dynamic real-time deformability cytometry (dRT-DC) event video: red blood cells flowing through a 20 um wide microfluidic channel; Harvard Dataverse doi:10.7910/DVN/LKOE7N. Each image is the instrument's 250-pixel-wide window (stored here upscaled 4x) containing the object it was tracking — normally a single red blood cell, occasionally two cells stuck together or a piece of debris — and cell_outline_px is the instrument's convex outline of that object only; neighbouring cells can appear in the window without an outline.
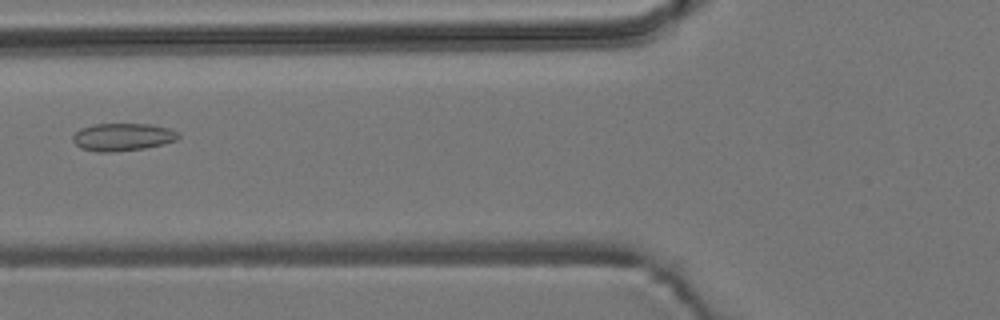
{"species": "common noctule bat (a hibernating species)", "species_latin": "Nyctalus noctula", "temperature_condition": "room temperature", "stored_images_in_passage": 3, "camera_frame_rate_fps": 3000, "um_per_image_px": 0.085, "animal": {"sex": "male", "body_mass_g": 19.2, "forearm_length_mm": 51.8}, "frame": {"image": 1, "passage_image": 3, "time_ms": 2.333, "image_size_px": [1000, 320], "cell_outline_px": [[180, 136], [176, 140], [144, 148], [112, 152], [96, 152], [80, 148], [72, 140], [72, 136], [80, 128], [92, 124], [148, 124], [168, 128], [180, 132]], "centroid_in_image_um": [10.39, 11.64], "position_along_channel_um": 115.4, "area_um2": 16.99}}